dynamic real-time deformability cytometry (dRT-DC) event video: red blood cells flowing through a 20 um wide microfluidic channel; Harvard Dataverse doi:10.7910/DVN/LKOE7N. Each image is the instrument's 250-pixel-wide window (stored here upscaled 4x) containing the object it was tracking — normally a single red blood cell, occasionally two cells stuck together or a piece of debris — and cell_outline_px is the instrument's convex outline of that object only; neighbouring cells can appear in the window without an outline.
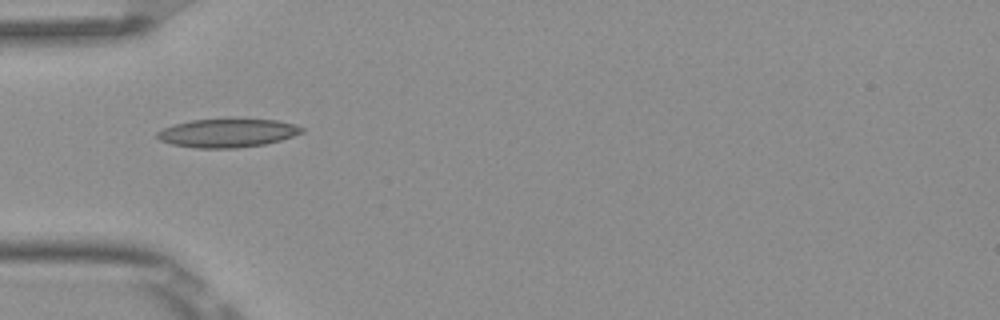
{"species": "Egyptian fruit bat (a non-hibernating species)", "species_latin": "Rousettus aegyptiacus", "temperature_condition": "room temperature", "stored_images_in_passage": 7, "camera_frame_rate_fps": 3000, "um_per_image_px": 0.085, "frame": {"image": 1, "passage_image": 5, "time_ms": 1.333, "image_size_px": [1000, 320], "cell_outline_px": [[304, 132], [280, 140], [264, 144], [236, 148], [196, 148], [172, 144], [160, 140], [156, 136], [156, 132], [164, 128], [176, 124], [192, 120], [228, 116], [276, 120], [296, 124], [304, 128]], "centroid_in_image_um": [19.36, 11.26], "position_along_channel_um": 65.6, "area_um2": 24.85}}
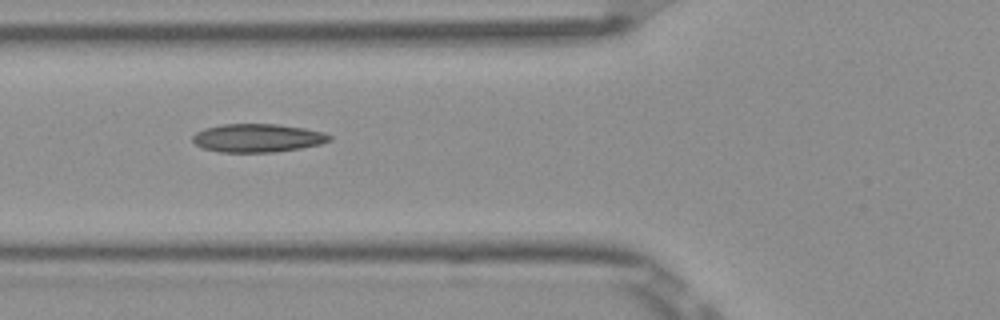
{"frame": {"image": 2, "passage_image": 6, "time_ms": 1.667, "image_size_px": [1000, 320], "cell_outline_px": [[332, 140], [320, 144], [300, 148], [272, 152], [220, 152], [204, 148], [196, 144], [192, 140], [192, 136], [196, 132], [204, 128], [220, 124], [276, 124], [304, 128], [324, 132], [332, 136]], "centroid_in_image_um": [21.89, 11.72], "position_along_channel_um": 103.9, "area_um2": 22.6}}
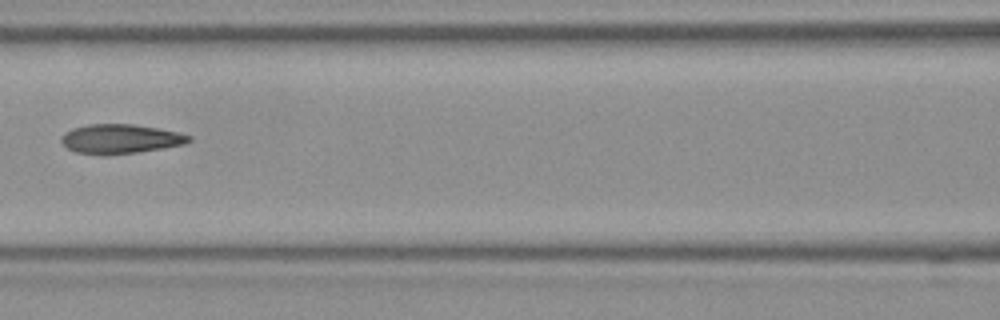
{"frame": {"image": 3, "passage_image": 7, "time_ms": 2.0, "image_size_px": [1000, 320], "cell_outline_px": [[192, 140], [184, 144], [164, 148], [108, 156], [100, 156], [76, 152], [68, 148], [60, 140], [60, 136], [64, 132], [72, 128], [88, 124], [136, 124], [160, 128], [192, 136]], "centroid_in_image_um": [10.21, 11.81], "position_along_channel_um": 156.4, "area_um2": 22.2}}